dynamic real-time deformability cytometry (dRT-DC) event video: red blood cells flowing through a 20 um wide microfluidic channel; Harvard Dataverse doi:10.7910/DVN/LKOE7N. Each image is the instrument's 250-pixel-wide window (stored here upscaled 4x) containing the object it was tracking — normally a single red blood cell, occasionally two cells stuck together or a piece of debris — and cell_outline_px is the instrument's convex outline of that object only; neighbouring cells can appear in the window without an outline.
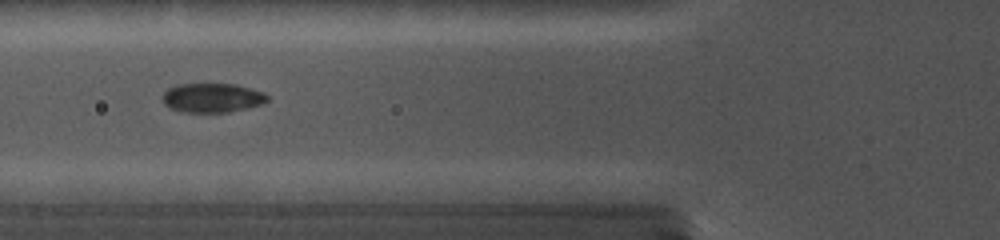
{"species": "common noctule bat (a hibernating species)", "species_latin": "Nyctalus noctula", "temperature_condition": "cold", "stored_images_in_passage": 21, "camera_frame_rate_fps": 5000, "um_per_image_px": 0.085, "animal": {"sex": "female", "body_mass_g": 19.0, "forearm_length_mm": 56.7}, "frame": {"image": 1, "passage_image": 15, "time_ms": 6.4, "image_size_px": [1000, 240], "cell_outline_px": [[268, 100], [260, 104], [248, 108], [228, 112], [184, 112], [168, 108], [164, 104], [164, 92], [168, 88], [176, 84], [236, 84], [264, 92], [268, 96]], "centroid_in_image_um": [18.03, 8.31], "position_along_channel_um": 107.8, "area_um2": 17.86}}